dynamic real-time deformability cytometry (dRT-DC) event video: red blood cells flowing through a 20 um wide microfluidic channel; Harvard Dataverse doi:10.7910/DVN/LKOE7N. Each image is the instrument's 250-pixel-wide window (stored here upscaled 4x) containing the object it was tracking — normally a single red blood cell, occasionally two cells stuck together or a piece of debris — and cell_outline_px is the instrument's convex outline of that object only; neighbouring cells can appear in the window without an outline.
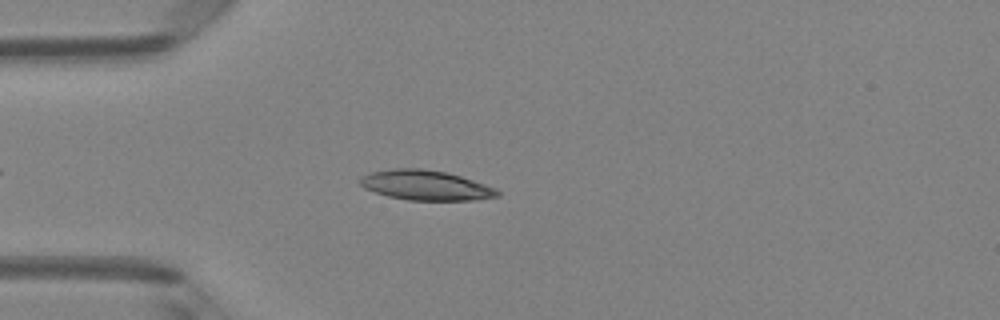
{"species": "Egyptian fruit bat (a non-hibernating species)", "species_latin": "Rousettus aegyptiacus", "temperature_condition": "room temperature", "stored_images_in_passage": 5, "camera_frame_rate_fps": 3000, "um_per_image_px": 0.085, "animal": {"sex": "female"}, "frame": {"image": 1, "passage_image": 4, "time_ms": 1.0, "image_size_px": [1000, 320], "cell_outline_px": [[500, 196], [476, 200], [408, 200], [388, 196], [364, 188], [360, 184], [360, 176], [372, 172], [396, 168], [420, 168], [448, 172], [496, 188], [500, 192]], "centroid_in_image_um": [36.2, 15.75], "position_along_channel_um": 48.8, "area_um2": 23.87}}